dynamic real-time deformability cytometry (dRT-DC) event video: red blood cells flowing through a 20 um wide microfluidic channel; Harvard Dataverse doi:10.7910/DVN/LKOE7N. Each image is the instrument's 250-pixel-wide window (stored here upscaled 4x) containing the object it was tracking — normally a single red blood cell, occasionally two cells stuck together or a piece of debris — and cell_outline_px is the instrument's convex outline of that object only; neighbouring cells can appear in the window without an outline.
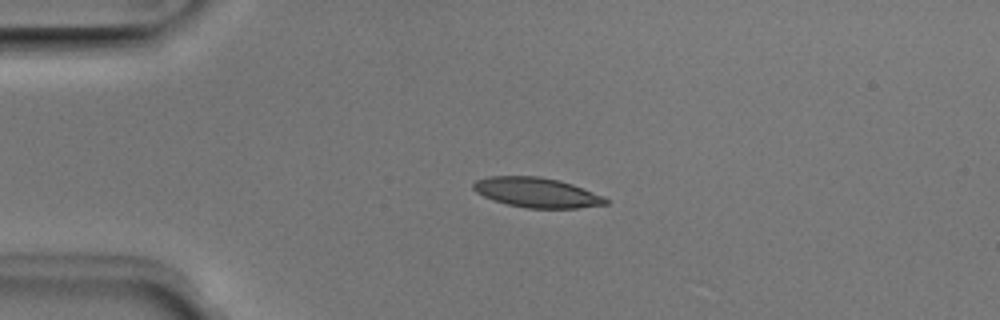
{"species": "Egyptian fruit bat (a non-hibernating species)", "species_latin": "Rousettus aegyptiacus", "temperature_condition": "room temperature", "stored_images_in_passage": 3, "camera_frame_rate_fps": 3000, "um_per_image_px": 0.085, "animal": {"sex": "male"}, "frame": {"image": 1, "passage_image": 1, "time_ms": 0.0, "image_size_px": [1000, 320], "cell_outline_px": [[608, 204], [576, 208], [528, 208], [508, 204], [484, 196], [476, 192], [472, 188], [472, 184], [476, 180], [488, 176], [540, 176], [560, 180], [572, 184], [604, 196], [608, 200]], "centroid_in_image_um": [45.63, 16.35], "position_along_channel_um": 39.4, "area_um2": 22.95}}